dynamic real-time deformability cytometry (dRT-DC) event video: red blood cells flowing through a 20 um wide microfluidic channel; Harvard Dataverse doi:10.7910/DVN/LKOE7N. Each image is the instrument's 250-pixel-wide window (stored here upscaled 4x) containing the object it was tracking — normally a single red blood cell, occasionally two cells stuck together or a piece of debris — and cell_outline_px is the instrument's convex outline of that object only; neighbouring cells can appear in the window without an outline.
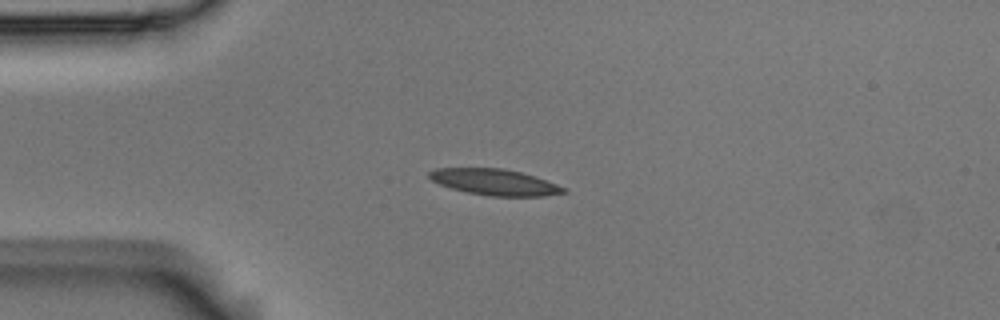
{"species": "Egyptian fruit bat (a non-hibernating species)", "species_latin": "Rousettus aegyptiacus", "temperature_condition": "room temperature", "stored_images_in_passage": 5, "camera_frame_rate_fps": 3000, "um_per_image_px": 0.085, "animal": {"sex": "male"}, "frame": {"image": 1, "passage_image": 3, "time_ms": 0.667, "image_size_px": [1000, 320], "cell_outline_px": [[568, 192], [544, 196], [488, 196], [468, 192], [452, 188], [440, 184], [432, 180], [428, 176], [428, 172], [436, 168], [504, 168], [520, 172], [568, 188]], "centroid_in_image_um": [42.05, 15.48], "position_along_channel_um": 42.9, "area_um2": 20.29}}
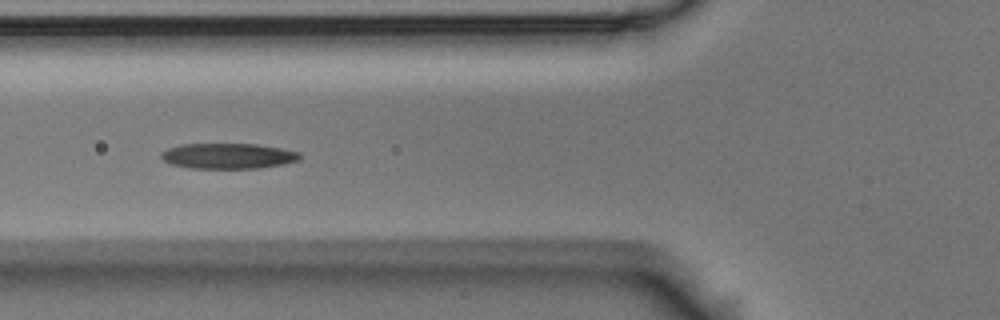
{"frame": {"image": 2, "passage_image": 5, "time_ms": 1.333, "image_size_px": [1000, 320], "cell_outline_px": [[300, 160], [284, 164], [260, 168], [192, 168], [172, 164], [164, 160], [160, 156], [160, 152], [168, 148], [180, 144], [256, 144], [280, 148], [300, 152]], "centroid_in_image_um": [19.39, 13.25], "position_along_channel_um": 106.4, "area_um2": 20.58}}